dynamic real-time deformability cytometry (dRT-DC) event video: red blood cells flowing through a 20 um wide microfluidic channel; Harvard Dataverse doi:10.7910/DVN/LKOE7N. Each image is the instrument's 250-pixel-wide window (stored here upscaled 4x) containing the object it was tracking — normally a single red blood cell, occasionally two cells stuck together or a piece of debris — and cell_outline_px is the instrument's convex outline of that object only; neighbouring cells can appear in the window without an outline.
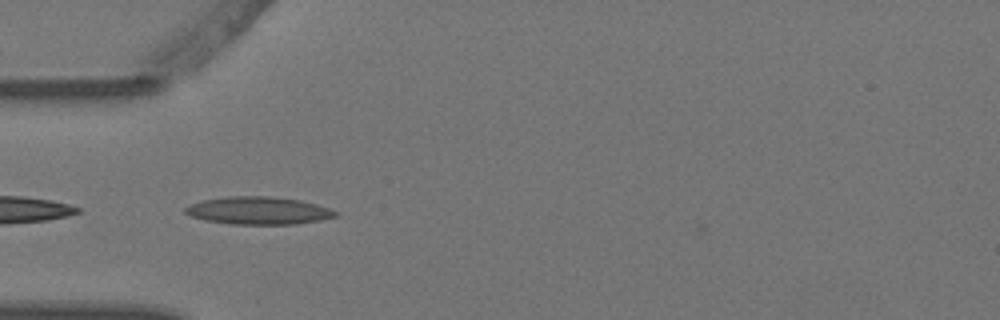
{"species": "Egyptian fruit bat (a non-hibernating species)", "species_latin": "Rousettus aegyptiacus", "temperature_condition": "warm", "stored_images_in_passage": 2, "camera_frame_rate_fps": 3000, "um_per_image_px": 0.085, "animal": {"sex": "female"}, "frame": {"image": 1, "passage_image": 2, "time_ms": 0.333, "image_size_px": [1000, 320], "cell_outline_px": [[340, 212], [336, 216], [320, 220], [296, 224], [232, 224], [204, 220], [192, 216], [184, 212], [184, 208], [192, 204], [204, 200], [228, 196], [268, 196], [300, 200], [316, 204]], "centroid_in_image_um": [21.98, 17.9], "position_along_channel_um": 63.0, "area_um2": 24.04}}